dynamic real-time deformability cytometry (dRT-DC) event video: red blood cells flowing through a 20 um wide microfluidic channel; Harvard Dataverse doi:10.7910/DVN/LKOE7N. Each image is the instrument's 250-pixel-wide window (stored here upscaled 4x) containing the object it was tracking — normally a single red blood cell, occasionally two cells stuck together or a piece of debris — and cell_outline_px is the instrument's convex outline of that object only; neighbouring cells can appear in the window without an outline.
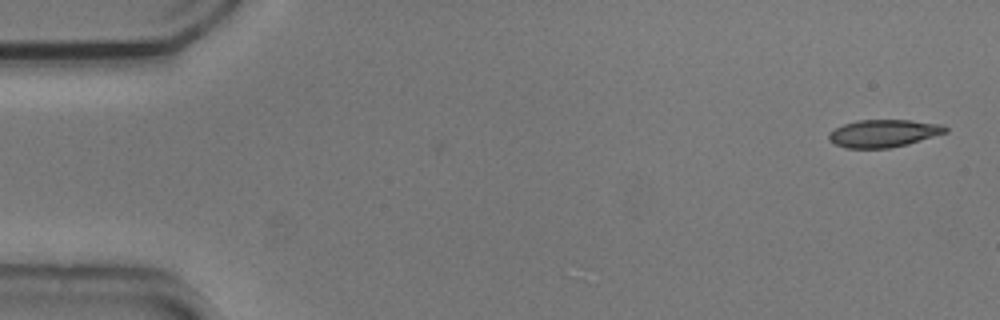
{"species": "common noctule bat (a hibernating species)", "species_latin": "Nyctalus noctula", "temperature_condition": "cold", "stored_images_in_passage": 4, "camera_frame_rate_fps": 3000, "um_per_image_px": 0.085, "animal": {"sex": "male", "body_mass_g": 20.5, "forearm_length_mm": 52.5}, "frame": {"image": 1, "passage_image": 1, "time_ms": 0.0, "image_size_px": [1000, 320], "cell_outline_px": [[948, 132], [908, 144], [888, 148], [844, 148], [828, 140], [828, 132], [844, 124], [856, 120], [912, 120], [944, 124], [948, 128]], "centroid_in_image_um": [75.12, 11.33], "position_along_channel_um": 9.9, "area_um2": 18.9}}